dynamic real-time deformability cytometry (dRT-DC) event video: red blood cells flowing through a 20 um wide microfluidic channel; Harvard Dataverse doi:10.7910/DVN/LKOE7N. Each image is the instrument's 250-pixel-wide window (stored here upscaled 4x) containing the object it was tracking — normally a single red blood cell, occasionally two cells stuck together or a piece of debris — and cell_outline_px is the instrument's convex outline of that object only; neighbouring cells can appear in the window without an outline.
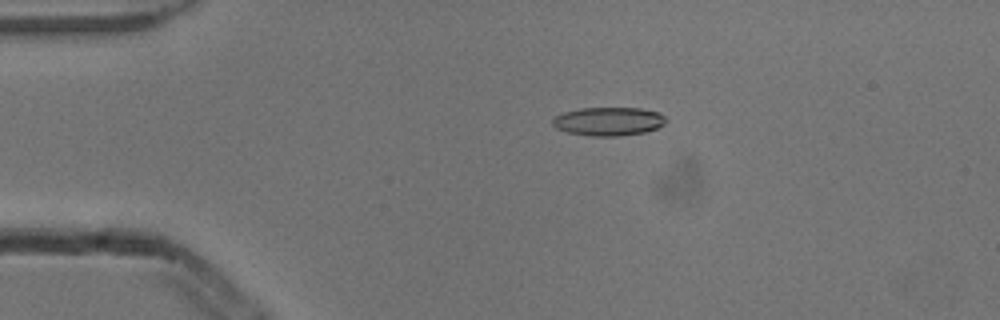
{"species": "common noctule bat (a hibernating species)", "species_latin": "Nyctalus noctula", "temperature_condition": "cold", "stored_images_in_passage": 3, "camera_frame_rate_fps": 3000, "um_per_image_px": 0.085, "animal": {"sex": "male", "body_mass_g": 13.3}, "frame": {"image": 1, "passage_image": 2, "time_ms": 0.333, "image_size_px": [1000, 320], "cell_outline_px": [[664, 124], [656, 128], [644, 132], [616, 136], [592, 136], [568, 132], [556, 128], [552, 124], [552, 120], [556, 116], [564, 112], [580, 108], [640, 108], [660, 112], [664, 116]], "centroid_in_image_um": [51.71, 10.31], "position_along_channel_um": 33.3, "area_um2": 18.67}}